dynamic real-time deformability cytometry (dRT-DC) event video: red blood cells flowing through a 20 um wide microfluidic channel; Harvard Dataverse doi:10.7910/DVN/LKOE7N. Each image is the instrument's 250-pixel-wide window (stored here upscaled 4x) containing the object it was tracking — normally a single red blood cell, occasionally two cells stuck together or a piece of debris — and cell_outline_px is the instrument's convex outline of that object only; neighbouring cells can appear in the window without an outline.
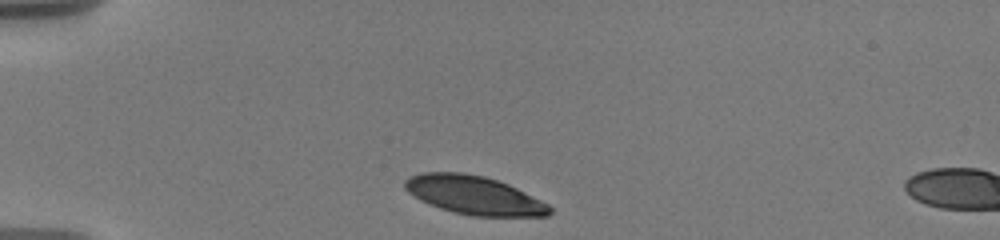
{"species": "human", "species_latin": "Homo sapiens", "temperature_condition": "warm", "stored_images_in_passage": 3, "camera_frame_rate_fps": 3000, "um_per_image_px": 0.085, "donor": {"sex": "male"}, "frame": {"image": 1, "passage_image": 1, "time_ms": 0.0, "image_size_px": [1000, 240], "cell_outline_px": [[552, 212], [548, 216], [472, 216], [440, 208], [420, 200], [408, 192], [404, 188], [404, 180], [408, 176], [420, 172], [464, 172], [484, 176], [508, 184], [548, 204], [552, 208]], "centroid_in_image_um": [40.26, 16.58], "position_along_channel_um": 44.7, "area_um2": 32.48}}